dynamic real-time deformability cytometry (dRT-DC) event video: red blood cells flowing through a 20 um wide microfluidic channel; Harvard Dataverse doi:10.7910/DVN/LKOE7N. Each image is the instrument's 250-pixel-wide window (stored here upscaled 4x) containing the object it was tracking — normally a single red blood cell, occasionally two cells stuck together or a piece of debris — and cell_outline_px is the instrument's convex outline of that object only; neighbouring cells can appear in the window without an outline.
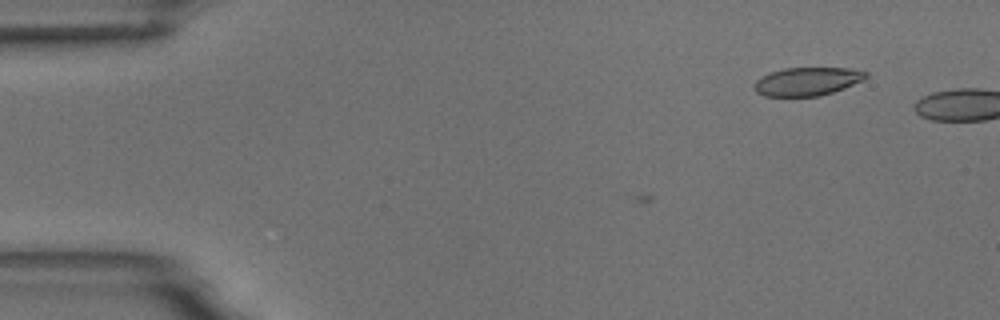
{"species": "common noctule bat (a hibernating species)", "species_latin": "Nyctalus noctula", "temperature_condition": "room temperature", "stored_images_in_passage": 4, "camera_frame_rate_fps": 3000, "um_per_image_px": 0.085, "animal": {"sex": "male", "body_mass_g": 18.8}, "frame": {"image": 1, "passage_image": 4, "time_ms": 3.667, "image_size_px": [1000, 320], "cell_outline_px": [[868, 76], [864, 80], [844, 88], [820, 96], [764, 96], [756, 92], [752, 88], [752, 84], [756, 80], [768, 72], [784, 68], [848, 68], [868, 72]], "centroid_in_image_um": [68.58, 6.92], "position_along_channel_um": 16.4, "area_um2": 18.61}}